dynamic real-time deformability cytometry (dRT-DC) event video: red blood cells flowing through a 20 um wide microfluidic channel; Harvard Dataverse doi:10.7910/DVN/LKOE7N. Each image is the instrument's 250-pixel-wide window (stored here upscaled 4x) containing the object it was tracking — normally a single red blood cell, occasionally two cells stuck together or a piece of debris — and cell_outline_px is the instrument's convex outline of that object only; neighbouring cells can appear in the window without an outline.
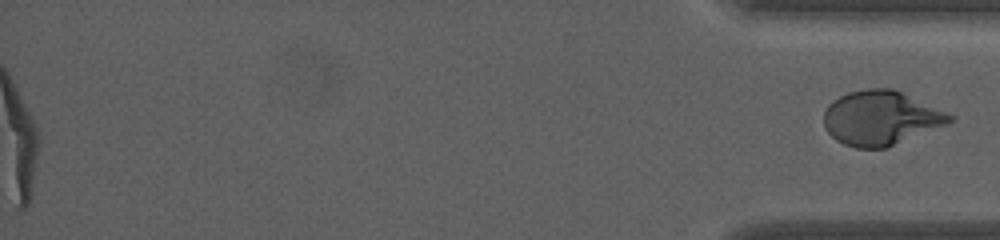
{"species": "human", "species_latin": "Homo sapiens", "temperature_condition": "warm", "stored_images_in_passage": 42, "segment_of_instrument_passage": [2, 2], "camera_frame_rate_fps": 3000, "um_per_image_px": 0.085, "donor": {"sex": "female"}, "frame": {"image": 1, "passage_image": 42, "time_ms": 13.667, "image_size_px": [1000, 240], "cell_outline_px": [[952, 120], [948, 124], [884, 148], [856, 148], [844, 144], [836, 140], [824, 128], [824, 112], [828, 104], [840, 96], [848, 92], [868, 88], [892, 88], [944, 112], [952, 116]], "centroid_in_image_um": [74.8, 10.03], "position_along_channel_um": 360.4, "area_um2": 39.19}}